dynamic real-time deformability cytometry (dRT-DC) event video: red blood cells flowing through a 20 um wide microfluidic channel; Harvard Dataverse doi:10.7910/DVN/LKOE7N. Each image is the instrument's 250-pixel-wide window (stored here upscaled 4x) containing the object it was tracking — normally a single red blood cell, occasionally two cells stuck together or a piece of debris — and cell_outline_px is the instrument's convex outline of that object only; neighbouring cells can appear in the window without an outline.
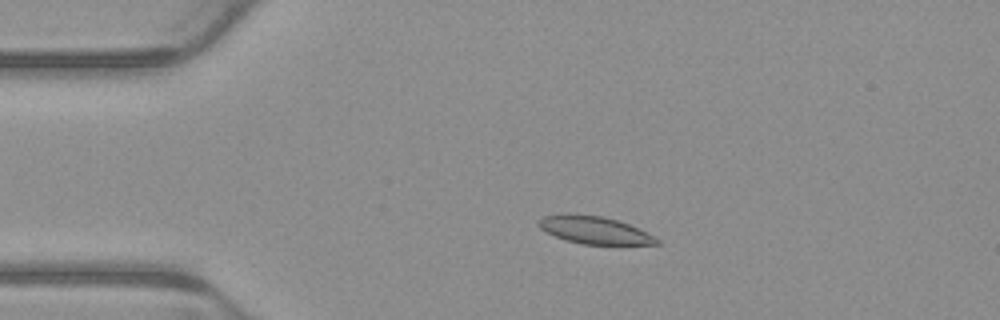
{"species": "common noctule bat (a hibernating species)", "species_latin": "Nyctalus noctula", "temperature_condition": "warm", "stored_images_in_passage": 4, "camera_frame_rate_fps": 3000, "um_per_image_px": 0.085, "animal": {"sex": "male", "body_mass_g": 23.1, "forearm_length_mm": 52.7}, "frame": {"image": 1, "passage_image": 3, "time_ms": 0.667, "image_size_px": [1000, 320], "cell_outline_px": [[660, 244], [584, 244], [564, 240], [540, 228], [536, 224], [536, 220], [544, 216], [564, 212], [568, 212], [604, 216], [628, 224], [660, 240]], "centroid_in_image_um": [50.43, 19.52], "position_along_channel_um": 34.6, "area_um2": 18.96}}